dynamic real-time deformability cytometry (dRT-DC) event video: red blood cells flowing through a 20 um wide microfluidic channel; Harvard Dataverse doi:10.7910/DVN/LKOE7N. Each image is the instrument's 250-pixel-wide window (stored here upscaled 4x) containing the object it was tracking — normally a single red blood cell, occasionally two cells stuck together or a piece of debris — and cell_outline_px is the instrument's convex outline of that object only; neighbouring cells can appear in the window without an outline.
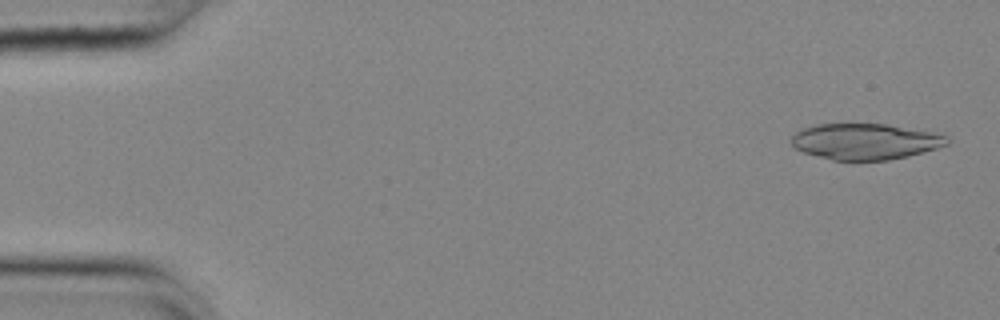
{"species": "common noctule bat (a hibernating species)", "species_latin": "Nyctalus noctula", "temperature_condition": "cold", "stored_images_in_passage": 53, "camera_frame_rate_fps": 3000, "um_per_image_px": 0.085, "animal": {"sex": "female", "body_mass_g": 25.1}, "frame": {"image": 1, "passage_image": 2, "time_ms": 0.333, "image_size_px": [1000, 320], "cell_outline_px": [[948, 144], [936, 148], [908, 156], [888, 160], [832, 160], [804, 152], [796, 148], [792, 144], [792, 136], [796, 132], [804, 128], [816, 124], [888, 124], [948, 136]], "centroid_in_image_um": [73.53, 12.03], "position_along_channel_um": 11.5, "area_um2": 32.25}}
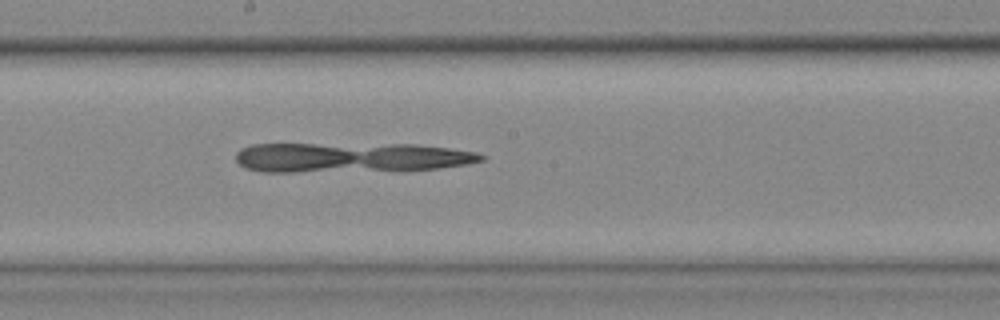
{"frame": {"image": 2, "passage_image": 29, "time_ms": 9.333, "image_size_px": [1000, 320], "cell_outline_px": [[488, 156], [484, 160], [468, 164], [436, 168], [296, 172], [260, 172], [244, 168], [236, 160], [236, 152], [240, 148], [252, 144], [416, 144], [448, 148], [476, 152]], "centroid_in_image_um": [29.76, 13.37], "position_along_channel_um": 218.4, "area_um2": 42.43}}
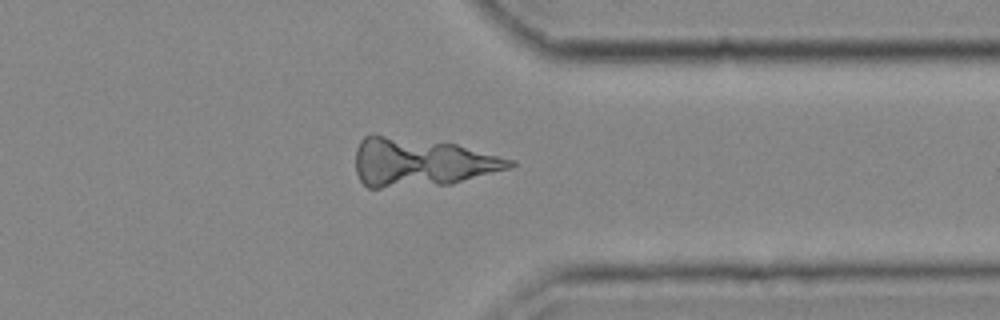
{"frame": {"image": 3, "passage_image": 42, "time_ms": 13.667, "image_size_px": [1000, 320], "cell_outline_px": [[516, 164], [508, 168], [452, 184], [380, 188], [368, 188], [360, 180], [356, 172], [356, 148], [360, 140], [364, 136], [376, 132], [456, 144], [516, 160]], "centroid_in_image_um": [35.75, 13.77], "position_along_channel_um": 375.7, "area_um2": 44.16}}